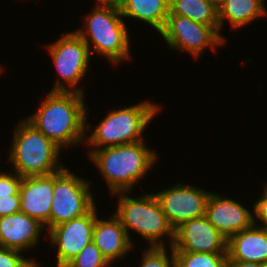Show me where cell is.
<instances>
[{"label": "cell", "instance_id": "obj_8", "mask_svg": "<svg viewBox=\"0 0 267 267\" xmlns=\"http://www.w3.org/2000/svg\"><path fill=\"white\" fill-rule=\"evenodd\" d=\"M56 70L68 84L65 87L57 78L51 91H69L84 94L83 87H76L83 79L89 66L90 51L84 40L74 31L65 33L56 42L47 46Z\"/></svg>", "mask_w": 267, "mask_h": 267}, {"label": "cell", "instance_id": "obj_19", "mask_svg": "<svg viewBox=\"0 0 267 267\" xmlns=\"http://www.w3.org/2000/svg\"><path fill=\"white\" fill-rule=\"evenodd\" d=\"M264 0H226L218 10L220 30L224 20L230 21L233 28L246 26L254 19L267 14Z\"/></svg>", "mask_w": 267, "mask_h": 267}, {"label": "cell", "instance_id": "obj_18", "mask_svg": "<svg viewBox=\"0 0 267 267\" xmlns=\"http://www.w3.org/2000/svg\"><path fill=\"white\" fill-rule=\"evenodd\" d=\"M119 9L123 18L140 19L160 33L169 15V0H124Z\"/></svg>", "mask_w": 267, "mask_h": 267}, {"label": "cell", "instance_id": "obj_16", "mask_svg": "<svg viewBox=\"0 0 267 267\" xmlns=\"http://www.w3.org/2000/svg\"><path fill=\"white\" fill-rule=\"evenodd\" d=\"M256 224L227 240L228 261L267 262V229Z\"/></svg>", "mask_w": 267, "mask_h": 267}, {"label": "cell", "instance_id": "obj_17", "mask_svg": "<svg viewBox=\"0 0 267 267\" xmlns=\"http://www.w3.org/2000/svg\"><path fill=\"white\" fill-rule=\"evenodd\" d=\"M92 241L109 263L125 256L133 246L125 228L114 215L108 220L96 218Z\"/></svg>", "mask_w": 267, "mask_h": 267}, {"label": "cell", "instance_id": "obj_25", "mask_svg": "<svg viewBox=\"0 0 267 267\" xmlns=\"http://www.w3.org/2000/svg\"><path fill=\"white\" fill-rule=\"evenodd\" d=\"M22 177L16 172L0 173V197L19 195V187Z\"/></svg>", "mask_w": 267, "mask_h": 267}, {"label": "cell", "instance_id": "obj_21", "mask_svg": "<svg viewBox=\"0 0 267 267\" xmlns=\"http://www.w3.org/2000/svg\"><path fill=\"white\" fill-rule=\"evenodd\" d=\"M177 267H228L227 253L174 252Z\"/></svg>", "mask_w": 267, "mask_h": 267}, {"label": "cell", "instance_id": "obj_1", "mask_svg": "<svg viewBox=\"0 0 267 267\" xmlns=\"http://www.w3.org/2000/svg\"><path fill=\"white\" fill-rule=\"evenodd\" d=\"M47 95L38 110L25 119L61 149L84 139L86 142L87 128L91 124L86 122L84 94L49 91Z\"/></svg>", "mask_w": 267, "mask_h": 267}, {"label": "cell", "instance_id": "obj_22", "mask_svg": "<svg viewBox=\"0 0 267 267\" xmlns=\"http://www.w3.org/2000/svg\"><path fill=\"white\" fill-rule=\"evenodd\" d=\"M109 264V261L102 255L101 251L92 241L64 267H106Z\"/></svg>", "mask_w": 267, "mask_h": 267}, {"label": "cell", "instance_id": "obj_26", "mask_svg": "<svg viewBox=\"0 0 267 267\" xmlns=\"http://www.w3.org/2000/svg\"><path fill=\"white\" fill-rule=\"evenodd\" d=\"M20 212V195L0 197V217Z\"/></svg>", "mask_w": 267, "mask_h": 267}, {"label": "cell", "instance_id": "obj_20", "mask_svg": "<svg viewBox=\"0 0 267 267\" xmlns=\"http://www.w3.org/2000/svg\"><path fill=\"white\" fill-rule=\"evenodd\" d=\"M169 14L187 17L204 25L219 26L218 9L209 0H169Z\"/></svg>", "mask_w": 267, "mask_h": 267}, {"label": "cell", "instance_id": "obj_9", "mask_svg": "<svg viewBox=\"0 0 267 267\" xmlns=\"http://www.w3.org/2000/svg\"><path fill=\"white\" fill-rule=\"evenodd\" d=\"M168 46L173 49L188 51L193 57H198L204 48L224 44L225 38L220 34L219 26H209L177 14H169L163 30L159 33Z\"/></svg>", "mask_w": 267, "mask_h": 267}, {"label": "cell", "instance_id": "obj_12", "mask_svg": "<svg viewBox=\"0 0 267 267\" xmlns=\"http://www.w3.org/2000/svg\"><path fill=\"white\" fill-rule=\"evenodd\" d=\"M227 240L206 216L183 222L174 229L173 252L227 253Z\"/></svg>", "mask_w": 267, "mask_h": 267}, {"label": "cell", "instance_id": "obj_4", "mask_svg": "<svg viewBox=\"0 0 267 267\" xmlns=\"http://www.w3.org/2000/svg\"><path fill=\"white\" fill-rule=\"evenodd\" d=\"M122 17L119 8L96 6L92 13L85 17L87 29H77L75 32L84 40L89 50H92V44L97 54L117 64L131 58L129 35Z\"/></svg>", "mask_w": 267, "mask_h": 267}, {"label": "cell", "instance_id": "obj_29", "mask_svg": "<svg viewBox=\"0 0 267 267\" xmlns=\"http://www.w3.org/2000/svg\"><path fill=\"white\" fill-rule=\"evenodd\" d=\"M124 0H98V6H112L116 8H120L123 4Z\"/></svg>", "mask_w": 267, "mask_h": 267}, {"label": "cell", "instance_id": "obj_28", "mask_svg": "<svg viewBox=\"0 0 267 267\" xmlns=\"http://www.w3.org/2000/svg\"><path fill=\"white\" fill-rule=\"evenodd\" d=\"M228 267H261V264L243 261H228Z\"/></svg>", "mask_w": 267, "mask_h": 267}, {"label": "cell", "instance_id": "obj_5", "mask_svg": "<svg viewBox=\"0 0 267 267\" xmlns=\"http://www.w3.org/2000/svg\"><path fill=\"white\" fill-rule=\"evenodd\" d=\"M127 192L120 194L117 202V211L113 215L121 222L129 236V229L136 230L149 243L150 247H165L164 235L169 236L170 246L174 241V228L168 222L154 193L137 198L128 197ZM162 240V241H161Z\"/></svg>", "mask_w": 267, "mask_h": 267}, {"label": "cell", "instance_id": "obj_30", "mask_svg": "<svg viewBox=\"0 0 267 267\" xmlns=\"http://www.w3.org/2000/svg\"><path fill=\"white\" fill-rule=\"evenodd\" d=\"M218 10L226 2V0H209Z\"/></svg>", "mask_w": 267, "mask_h": 267}, {"label": "cell", "instance_id": "obj_23", "mask_svg": "<svg viewBox=\"0 0 267 267\" xmlns=\"http://www.w3.org/2000/svg\"><path fill=\"white\" fill-rule=\"evenodd\" d=\"M165 247H149L142 254L141 267H177L176 258L171 248V260Z\"/></svg>", "mask_w": 267, "mask_h": 267}, {"label": "cell", "instance_id": "obj_24", "mask_svg": "<svg viewBox=\"0 0 267 267\" xmlns=\"http://www.w3.org/2000/svg\"><path fill=\"white\" fill-rule=\"evenodd\" d=\"M23 253L18 250L0 247V267H38V262L34 259H26L21 256Z\"/></svg>", "mask_w": 267, "mask_h": 267}, {"label": "cell", "instance_id": "obj_7", "mask_svg": "<svg viewBox=\"0 0 267 267\" xmlns=\"http://www.w3.org/2000/svg\"><path fill=\"white\" fill-rule=\"evenodd\" d=\"M89 182L75 176L65 167L55 172L50 229L84 216L95 206Z\"/></svg>", "mask_w": 267, "mask_h": 267}, {"label": "cell", "instance_id": "obj_27", "mask_svg": "<svg viewBox=\"0 0 267 267\" xmlns=\"http://www.w3.org/2000/svg\"><path fill=\"white\" fill-rule=\"evenodd\" d=\"M254 223L255 218H257L258 220L260 219V221H262V223L264 224L263 228L267 229V184L264 185V191L260 197V199L258 201H256V203L254 204ZM256 215V216H255Z\"/></svg>", "mask_w": 267, "mask_h": 267}, {"label": "cell", "instance_id": "obj_10", "mask_svg": "<svg viewBox=\"0 0 267 267\" xmlns=\"http://www.w3.org/2000/svg\"><path fill=\"white\" fill-rule=\"evenodd\" d=\"M211 193L182 183L154 195L168 222L176 229L185 221L205 216Z\"/></svg>", "mask_w": 267, "mask_h": 267}, {"label": "cell", "instance_id": "obj_11", "mask_svg": "<svg viewBox=\"0 0 267 267\" xmlns=\"http://www.w3.org/2000/svg\"><path fill=\"white\" fill-rule=\"evenodd\" d=\"M96 212L94 206L84 216L63 222L48 231L51 244L57 247V267H64L92 242L95 220L98 217Z\"/></svg>", "mask_w": 267, "mask_h": 267}, {"label": "cell", "instance_id": "obj_31", "mask_svg": "<svg viewBox=\"0 0 267 267\" xmlns=\"http://www.w3.org/2000/svg\"><path fill=\"white\" fill-rule=\"evenodd\" d=\"M261 267H267V262L261 264Z\"/></svg>", "mask_w": 267, "mask_h": 267}, {"label": "cell", "instance_id": "obj_15", "mask_svg": "<svg viewBox=\"0 0 267 267\" xmlns=\"http://www.w3.org/2000/svg\"><path fill=\"white\" fill-rule=\"evenodd\" d=\"M44 225L23 212L0 217V247L23 252L38 243Z\"/></svg>", "mask_w": 267, "mask_h": 267}, {"label": "cell", "instance_id": "obj_13", "mask_svg": "<svg viewBox=\"0 0 267 267\" xmlns=\"http://www.w3.org/2000/svg\"><path fill=\"white\" fill-rule=\"evenodd\" d=\"M55 173L44 176H32L22 178L20 195V212L37 219L44 228L50 230L51 203Z\"/></svg>", "mask_w": 267, "mask_h": 267}, {"label": "cell", "instance_id": "obj_3", "mask_svg": "<svg viewBox=\"0 0 267 267\" xmlns=\"http://www.w3.org/2000/svg\"><path fill=\"white\" fill-rule=\"evenodd\" d=\"M14 132L9 161L13 172L22 178L53 174L64 168L59 161L60 150L26 119L19 122Z\"/></svg>", "mask_w": 267, "mask_h": 267}, {"label": "cell", "instance_id": "obj_14", "mask_svg": "<svg viewBox=\"0 0 267 267\" xmlns=\"http://www.w3.org/2000/svg\"><path fill=\"white\" fill-rule=\"evenodd\" d=\"M205 216L226 240L254 224L252 212L240 203L213 192L208 199Z\"/></svg>", "mask_w": 267, "mask_h": 267}, {"label": "cell", "instance_id": "obj_6", "mask_svg": "<svg viewBox=\"0 0 267 267\" xmlns=\"http://www.w3.org/2000/svg\"><path fill=\"white\" fill-rule=\"evenodd\" d=\"M161 107L149 101L116 110L113 109L95 127L87 137L88 145L97 147H112L126 145L143 140L142 134L148 123L159 112Z\"/></svg>", "mask_w": 267, "mask_h": 267}, {"label": "cell", "instance_id": "obj_2", "mask_svg": "<svg viewBox=\"0 0 267 267\" xmlns=\"http://www.w3.org/2000/svg\"><path fill=\"white\" fill-rule=\"evenodd\" d=\"M138 141L98 150H89V157L105 178L110 193L128 192L142 179L156 161V153Z\"/></svg>", "mask_w": 267, "mask_h": 267}]
</instances>
